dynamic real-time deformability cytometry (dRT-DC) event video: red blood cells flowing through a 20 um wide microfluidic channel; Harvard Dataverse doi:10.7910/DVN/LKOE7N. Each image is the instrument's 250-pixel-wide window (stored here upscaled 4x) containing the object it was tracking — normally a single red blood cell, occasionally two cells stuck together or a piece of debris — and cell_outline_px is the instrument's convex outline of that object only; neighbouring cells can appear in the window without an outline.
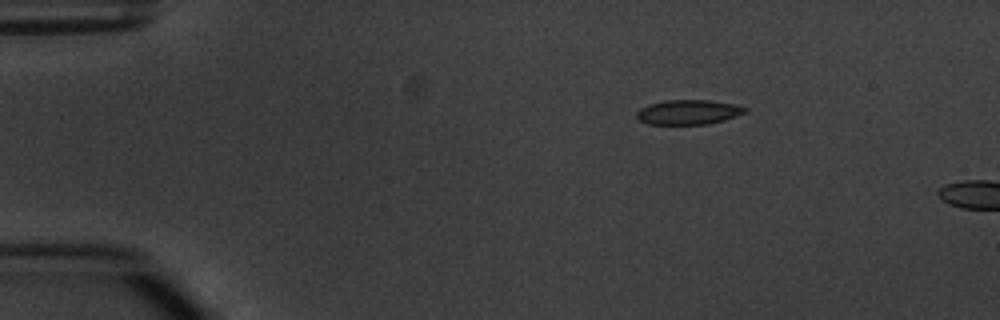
{"species": "common noctule bat (a hibernating species)", "species_latin": "Nyctalus noctula", "temperature_condition": "warm", "stored_images_in_passage": 2, "camera_frame_rate_fps": 3000, "um_per_image_px": 0.085, "animal": {"sex": "male", "body_mass_g": 20.1, "forearm_length_mm": 53.5}, "frame": {"image": 1, "passage_image": 1, "time_ms": 0.0, "image_size_px": [1000, 320], "cell_outline_px": [[748, 112], [724, 120], [708, 124], [648, 124], [640, 120], [636, 116], [636, 112], [640, 108], [648, 104], [664, 100], [708, 100], [736, 104], [748, 108]], "centroid_in_image_um": [58.53, 9.52], "position_along_channel_um": 26.5, "area_um2": 15.72}}